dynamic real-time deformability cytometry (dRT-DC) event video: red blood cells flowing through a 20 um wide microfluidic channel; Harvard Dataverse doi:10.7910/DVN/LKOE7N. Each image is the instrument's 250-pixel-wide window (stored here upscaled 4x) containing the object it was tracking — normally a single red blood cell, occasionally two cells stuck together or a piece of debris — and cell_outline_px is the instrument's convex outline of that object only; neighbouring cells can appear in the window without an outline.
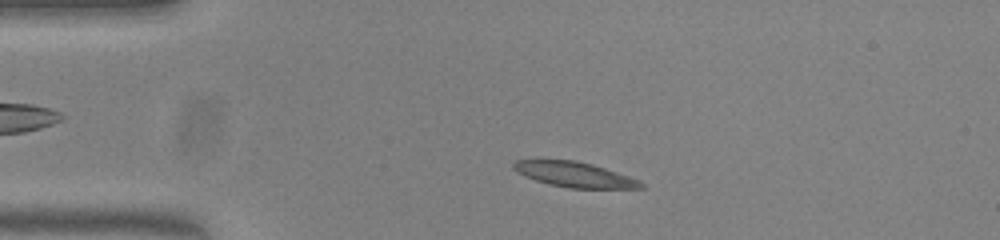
{"species": "common noctule bat (a hibernating species)", "species_latin": "Nyctalus noctula", "temperature_condition": "warm", "stored_images_in_passage": 49, "camera_frame_rate_fps": 3000, "um_per_image_px": 0.085, "animal": {"sex": "female", "body_mass_g": 23.0, "forearm_length_mm": 53.4}, "frame": {"image": 1, "passage_image": 7, "time_ms": 2.0, "image_size_px": [1000, 240], "cell_outline_px": [[644, 188], [568, 188], [548, 184], [524, 176], [512, 168], [512, 164], [516, 160], [576, 160], [592, 164], [628, 176], [644, 184]], "centroid_in_image_um": [48.79, 14.83], "position_along_channel_um": 36.2, "area_um2": 18.44}}
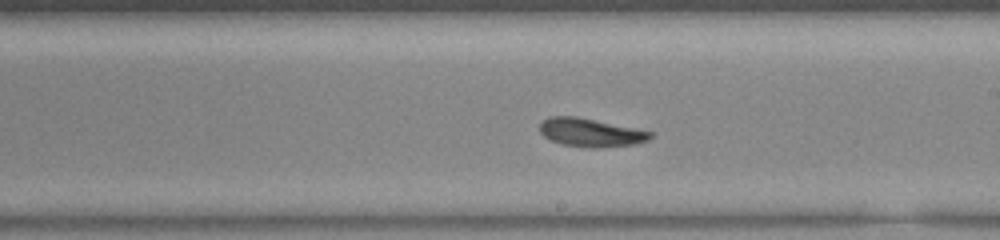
{"frame": {"image": 2, "passage_image": 26, "time_ms": 8.333, "image_size_px": [1000, 240], "cell_outline_px": [[652, 136], [648, 140], [632, 144], [596, 148], [592, 148], [564, 144], [552, 140], [544, 136], [540, 132], [540, 124], [548, 116], [576, 116], [652, 132]], "centroid_in_image_um": [50.17, 11.26], "position_along_channel_um": 238.8, "area_um2": 17.86}}
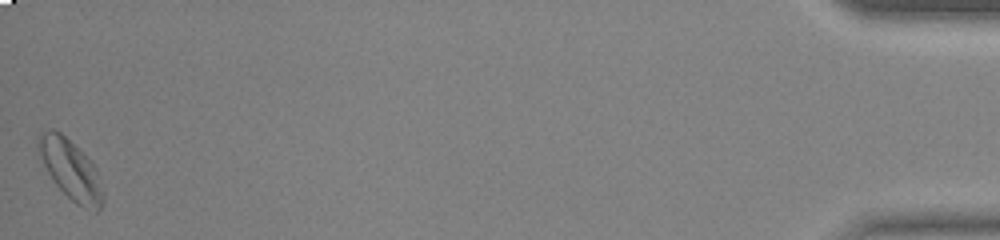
{"frame": {"image": 3, "passage_image": 49, "time_ms": 16.0, "image_size_px": [1000, 240], "cell_outline_px": [[104, 200], [100, 208], [96, 212], [84, 208], [76, 204], [56, 184], [48, 172], [36, 148], [36, 136], [52, 128], [60, 132], [92, 164], [96, 172], [104, 192]], "centroid_in_image_um": [5.98, 14.44], "position_along_channel_um": 429.2, "area_um2": 21.91}, "authors_computed_cell_mechanics": {"area_um2": 18.5538, "velocity_mm_per_s": 3.7817, "shape_relaxation_time_tau1_ms": 5.2124, "shape_relaxation_time_tau2_ms": 8.6251, "deformation_change_tau1": 0.1584, "deformation_change_tau2": 0.159}}